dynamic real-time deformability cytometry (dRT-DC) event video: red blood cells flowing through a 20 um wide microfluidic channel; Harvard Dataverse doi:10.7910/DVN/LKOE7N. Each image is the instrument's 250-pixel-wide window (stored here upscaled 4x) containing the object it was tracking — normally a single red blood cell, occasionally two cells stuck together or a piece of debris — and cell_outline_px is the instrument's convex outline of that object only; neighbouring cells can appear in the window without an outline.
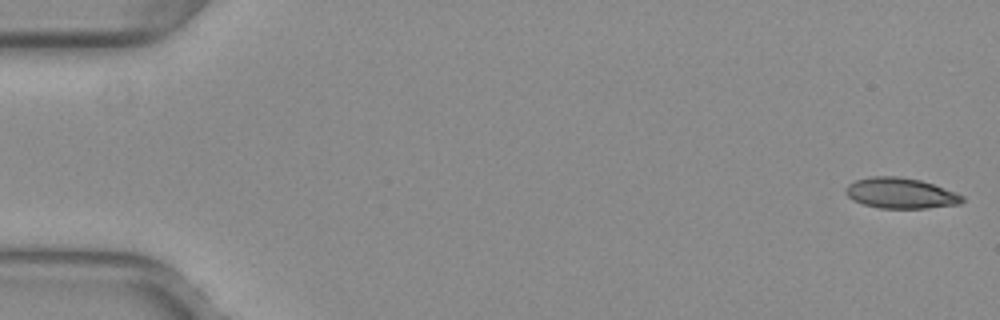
{"species": "common noctule bat (a hibernating species)", "species_latin": "Nyctalus noctula", "temperature_condition": "warm", "stored_images_in_passage": 34, "camera_frame_rate_fps": 3000, "um_per_image_px": 0.085, "animal": {"sex": "female", "body_mass_g": 29.2, "forearm_length_mm": 56.3}, "frame": {"image": 1, "passage_image": 1, "time_ms": 0.0, "image_size_px": [1000, 320], "cell_outline_px": [[964, 200], [960, 204], [928, 208], [880, 208], [864, 204], [852, 200], [844, 192], [844, 188], [848, 184], [856, 180], [868, 176], [900, 176], [920, 180], [956, 192], [964, 196]], "centroid_in_image_um": [76.53, 16.41], "position_along_channel_um": 8.5, "area_um2": 20.92}}
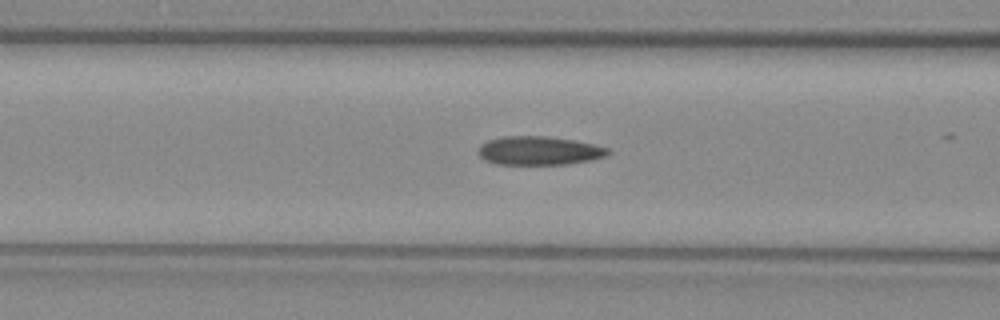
{"frame": {"image": 2, "passage_image": 21, "time_ms": 6.667, "image_size_px": [1000, 320], "cell_outline_px": [[612, 152], [608, 156], [592, 160], [568, 164], [496, 164], [484, 160], [476, 152], [480, 144], [488, 140], [504, 136], [544, 136], [572, 140], [592, 144], [608, 148]], "centroid_in_image_um": [45.81, 12.81], "position_along_channel_um": 120.8, "area_um2": 21.79}}
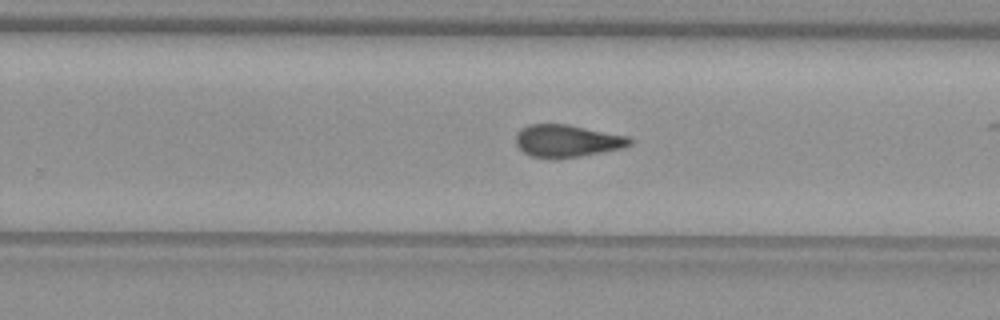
{"frame": {"image": 3, "passage_image": 33, "time_ms": 10.667, "image_size_px": [1000, 320], "cell_outline_px": [[632, 144], [624, 148], [580, 156], [532, 156], [524, 152], [516, 144], [516, 132], [520, 128], [528, 124], [568, 124], [628, 136], [632, 140]], "centroid_in_image_um": [48.22, 11.93], "position_along_channel_um": 281.6, "area_um2": 21.1}}